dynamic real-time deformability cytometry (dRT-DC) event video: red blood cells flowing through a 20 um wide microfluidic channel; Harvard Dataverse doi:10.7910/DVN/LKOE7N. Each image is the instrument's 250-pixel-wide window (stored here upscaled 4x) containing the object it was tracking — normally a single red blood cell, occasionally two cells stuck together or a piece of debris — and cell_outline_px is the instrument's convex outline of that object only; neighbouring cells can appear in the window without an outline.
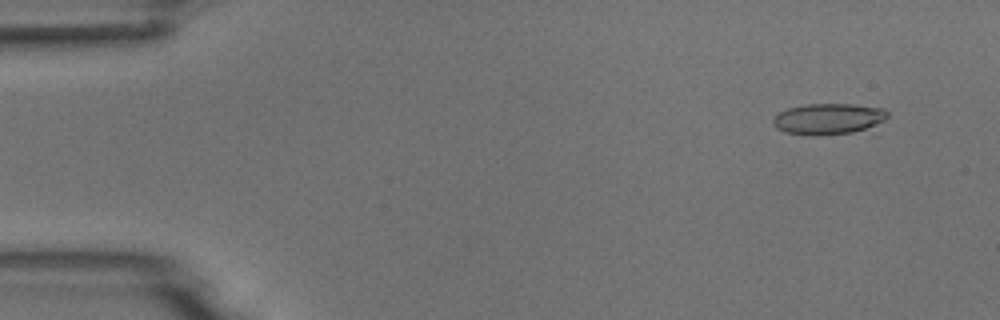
{"species": "common noctule bat (a hibernating species)", "species_latin": "Nyctalus noctula", "temperature_condition": "room temperature", "stored_images_in_passage": 5, "camera_frame_rate_fps": 3000, "um_per_image_px": 0.085, "animal": {"sex": "male", "body_mass_g": 18.8}, "frame": {"image": 1, "passage_image": 2, "time_ms": 1.0, "image_size_px": [1000, 320], "cell_outline_px": [[888, 116], [876, 136], [808, 136], [784, 132], [776, 128], [772, 124], [772, 120], [780, 112], [788, 108], [808, 104], [852, 104], [884, 108], [888, 112]], "centroid_in_image_um": [70.68, 10.21], "position_along_channel_um": 14.3, "area_um2": 23.0}}